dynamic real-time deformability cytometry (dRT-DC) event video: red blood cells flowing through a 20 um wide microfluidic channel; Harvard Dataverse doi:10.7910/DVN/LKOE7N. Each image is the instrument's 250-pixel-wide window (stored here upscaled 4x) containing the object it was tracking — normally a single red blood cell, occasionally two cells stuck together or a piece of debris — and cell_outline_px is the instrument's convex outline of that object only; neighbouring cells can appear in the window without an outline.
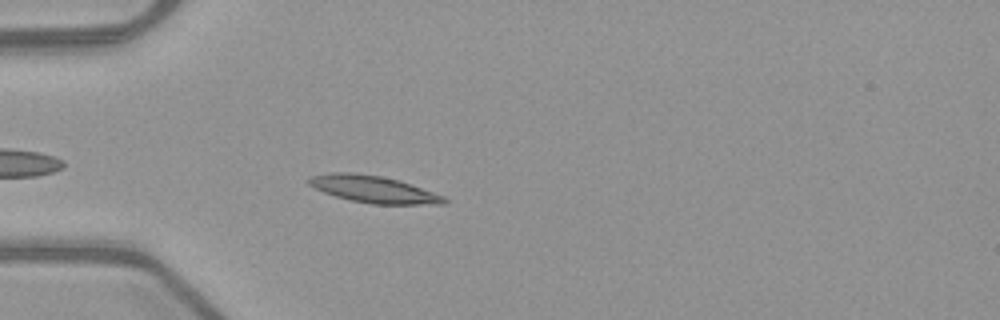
{"species": "common noctule bat (a hibernating species)", "species_latin": "Nyctalus noctula", "temperature_condition": "warm", "stored_images_in_passage": 42, "camera_frame_rate_fps": 3000, "um_per_image_px": 0.085, "animal": {"sex": "female", "body_mass_g": 21.9}, "frame": {"image": 1, "passage_image": 5, "time_ms": 1.333, "image_size_px": [1000, 320], "cell_outline_px": [[448, 200], [444, 204], [372, 204], [352, 200], [336, 196], [324, 192], [308, 184], [308, 176], [332, 172], [352, 172], [380, 176], [396, 180], [444, 196]], "centroid_in_image_um": [31.7, 16.08], "position_along_channel_um": 53.3, "area_um2": 20.87}}
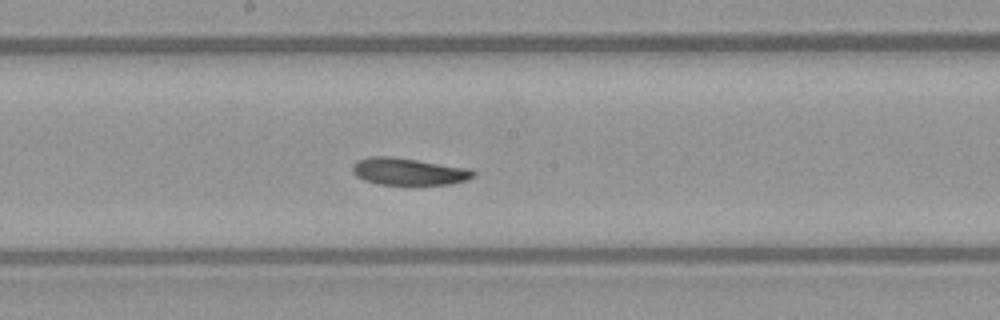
{"frame": {"image": 2, "passage_image": 18, "time_ms": 5.667, "image_size_px": [1000, 320], "cell_outline_px": [[476, 172], [468, 180], [452, 184], [380, 184], [364, 180], [356, 176], [352, 172], [352, 164], [356, 160], [368, 156], [392, 156], [468, 168]], "centroid_in_image_um": [34.68, 14.57], "position_along_channel_um": 213.5, "area_um2": 19.07}}
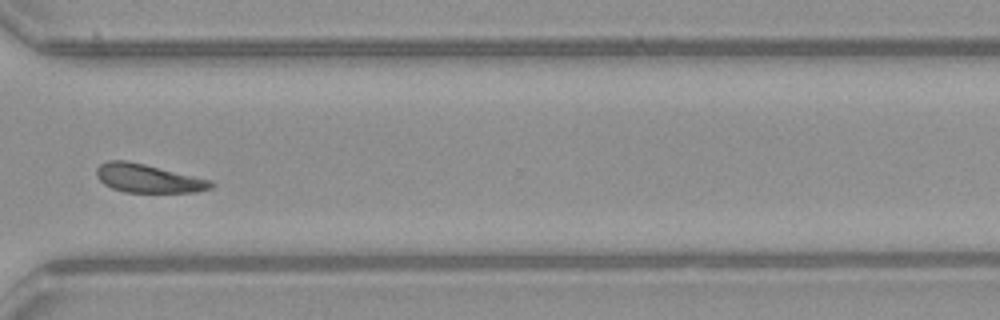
{"frame": {"image": 3, "passage_image": 29, "time_ms": 9.333, "image_size_px": [1000, 320], "cell_outline_px": [[216, 184], [212, 188], [196, 192], [124, 192], [112, 188], [104, 184], [96, 176], [96, 168], [100, 164], [108, 160], [124, 160], [144, 164], [212, 180]], "centroid_in_image_um": [12.6, 15.16], "position_along_channel_um": 358.0, "area_um2": 19.02}, "authors_computed_cell_mechanics": {"area_um2": 19.3919, "velocity_mm_per_s": 3.9476, "shape_relaxation_time_tau1_ms": 3.7818, "shape_relaxation_time_tau2_ms": 5.4112, "deformation_change_tau1": 0.1078, "deformation_change_tau2": 0.1228}}